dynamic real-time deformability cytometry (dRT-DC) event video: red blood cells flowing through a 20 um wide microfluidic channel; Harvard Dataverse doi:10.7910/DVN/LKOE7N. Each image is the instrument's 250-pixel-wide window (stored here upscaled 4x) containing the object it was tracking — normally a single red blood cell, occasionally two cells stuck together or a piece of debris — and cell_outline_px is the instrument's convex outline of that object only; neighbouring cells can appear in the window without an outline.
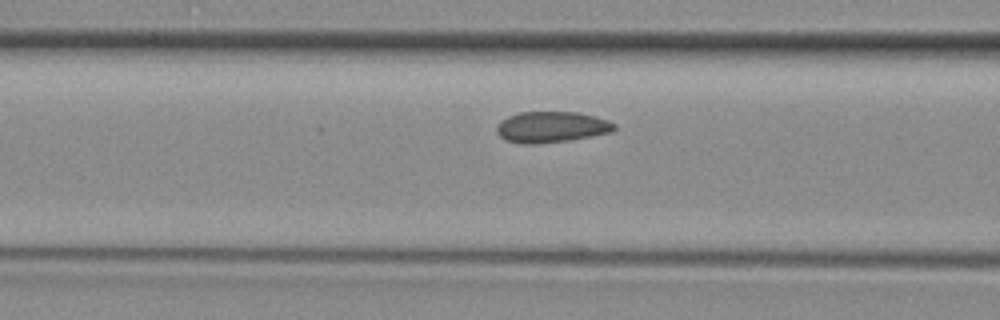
{"species": "common noctule bat (a hibernating species)", "species_latin": "Nyctalus noctula", "temperature_condition": "room temperature", "stored_images_in_passage": 14, "camera_frame_rate_fps": 3000, "um_per_image_px": 0.085, "animal": {"sex": "female", "body_mass_g": 29.2, "forearm_length_mm": 56.3}, "frame": {"image": 1, "passage_image": 12, "time_ms": 3.667, "image_size_px": [1000, 320], "cell_outline_px": [[616, 128], [612, 132], [592, 136], [568, 140], [536, 144], [520, 144], [504, 140], [496, 132], [496, 124], [500, 120], [508, 116], [520, 112], [576, 112], [608, 120], [616, 124]], "centroid_in_image_um": [46.83, 10.8], "position_along_channel_um": 119.8, "area_um2": 21.39}}